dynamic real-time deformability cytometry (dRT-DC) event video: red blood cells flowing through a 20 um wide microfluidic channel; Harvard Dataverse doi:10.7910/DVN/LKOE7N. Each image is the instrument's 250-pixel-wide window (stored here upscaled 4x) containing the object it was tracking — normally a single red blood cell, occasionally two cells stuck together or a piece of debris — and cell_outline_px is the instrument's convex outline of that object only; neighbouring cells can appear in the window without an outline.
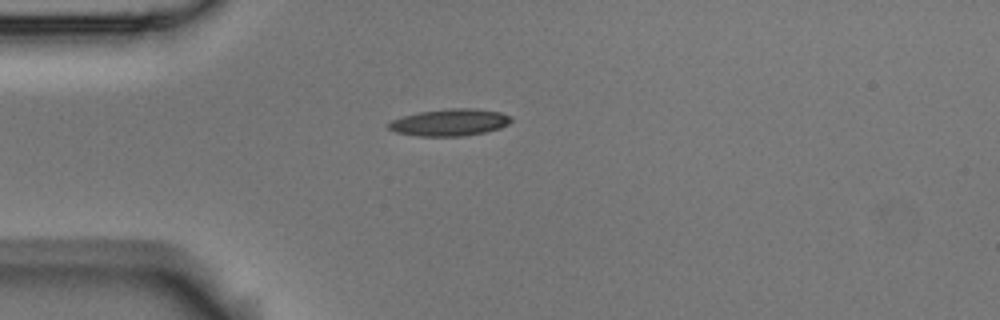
{"species": "Egyptian fruit bat (a non-hibernating species)", "species_latin": "Rousettus aegyptiacus", "temperature_condition": "room temperature", "stored_images_in_passage": 1, "camera_frame_rate_fps": 3000, "um_per_image_px": 0.085, "animal": {"sex": "male"}, "frame": {"image": 1, "passage_image": 1, "time_ms": 0.0, "image_size_px": [1000, 320], "cell_outline_px": [[512, 120], [508, 124], [500, 128], [484, 132], [464, 136], [416, 136], [396, 132], [388, 128], [388, 124], [392, 120], [404, 116], [420, 112], [452, 108], [472, 108], [500, 112], [512, 116]], "centroid_in_image_um": [38.25, 10.41], "position_along_channel_um": 46.7, "area_um2": 19.13}}